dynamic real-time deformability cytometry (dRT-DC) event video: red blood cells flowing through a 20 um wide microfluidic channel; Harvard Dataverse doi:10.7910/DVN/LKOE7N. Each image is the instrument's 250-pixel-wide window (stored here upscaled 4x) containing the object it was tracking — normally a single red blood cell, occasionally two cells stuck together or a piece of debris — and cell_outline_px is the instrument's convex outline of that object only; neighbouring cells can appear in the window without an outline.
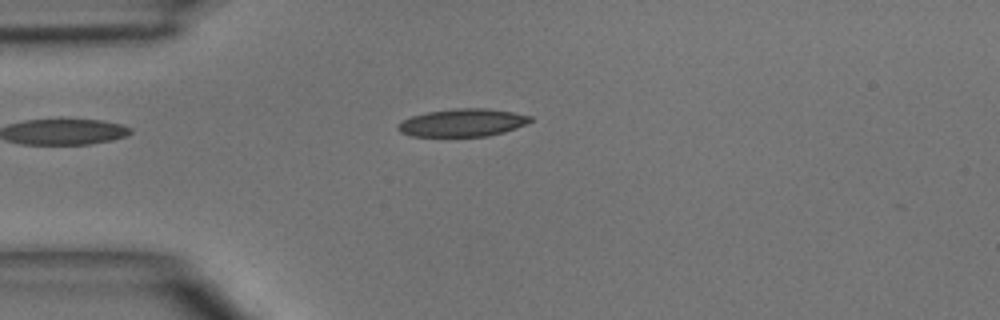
{"species": "common noctule bat (a hibernating species)", "species_latin": "Nyctalus noctula", "temperature_condition": "room temperature", "stored_images_in_passage": 5, "camera_frame_rate_fps": 3000, "um_per_image_px": 0.085, "animal": {"sex": "male", "body_mass_g": 15.6}, "frame": {"image": 1, "passage_image": 4, "time_ms": 3.667, "image_size_px": [1000, 320], "cell_outline_px": [[532, 120], [516, 128], [504, 132], [488, 136], [412, 136], [400, 132], [396, 128], [396, 124], [412, 116], [428, 112], [456, 108], [484, 108], [512, 112], [532, 116]], "centroid_in_image_um": [39.3, 10.43], "position_along_channel_um": 45.7, "area_um2": 21.27}}